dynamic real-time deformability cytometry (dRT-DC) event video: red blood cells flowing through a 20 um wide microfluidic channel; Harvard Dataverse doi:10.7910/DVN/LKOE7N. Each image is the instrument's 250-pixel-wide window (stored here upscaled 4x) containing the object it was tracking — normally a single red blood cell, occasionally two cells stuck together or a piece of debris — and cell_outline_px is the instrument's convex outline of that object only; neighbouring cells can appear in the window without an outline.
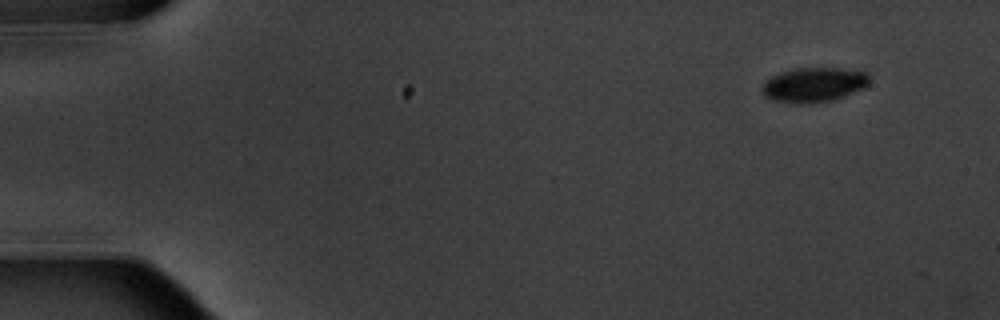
{"species": "common noctule bat (a hibernating species)", "species_latin": "Nyctalus noctula", "temperature_condition": "warm", "stored_images_in_passage": 3, "camera_frame_rate_fps": 3000, "um_per_image_px": 0.085, "animal": {"sex": "male", "body_mass_g": 20.1, "forearm_length_mm": 53.5}, "frame": {"image": 1, "passage_image": 1, "time_ms": 0.0, "image_size_px": [1000, 320], "cell_outline_px": [[868, 84], [864, 88], [844, 96], [832, 100], [808, 104], [804, 104], [772, 100], [764, 96], [760, 88], [772, 76], [780, 72], [796, 68], [840, 68], [868, 72]], "centroid_in_image_um": [69.17, 7.2], "position_along_channel_um": 15.8, "area_um2": 21.62}}